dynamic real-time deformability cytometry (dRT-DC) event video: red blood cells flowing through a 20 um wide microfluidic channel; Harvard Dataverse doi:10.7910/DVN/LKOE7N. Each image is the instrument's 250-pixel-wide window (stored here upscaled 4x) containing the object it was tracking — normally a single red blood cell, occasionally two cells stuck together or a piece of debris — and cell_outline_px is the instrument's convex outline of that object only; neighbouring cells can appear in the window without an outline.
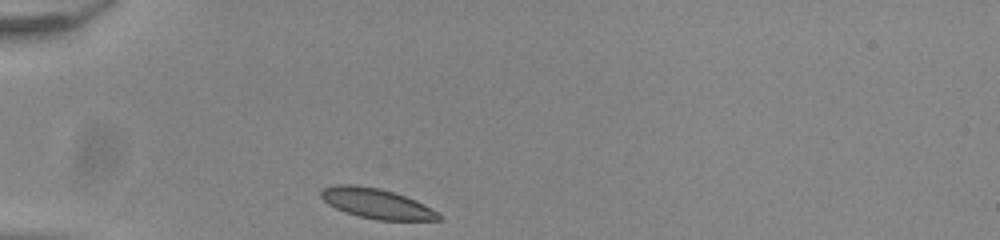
{"species": "common noctule bat (a hibernating species)", "species_latin": "Nyctalus noctula", "temperature_condition": "room temperature", "stored_images_in_passage": 30, "camera_frame_rate_fps": 3000, "um_per_image_px": 0.085, "animal": {"sex": "male", "body_mass_g": 20.0, "forearm_length_mm": 53.3}, "frame": {"image": 1, "passage_image": 1, "time_ms": 0.0, "image_size_px": [1000, 240], "cell_outline_px": [[440, 220], [376, 220], [344, 212], [328, 204], [320, 196], [320, 192], [324, 188], [336, 184], [356, 184], [380, 188], [416, 200], [436, 212], [440, 216]], "centroid_in_image_um": [31.95, 17.29], "position_along_channel_um": 53.0, "area_um2": 20.4}}
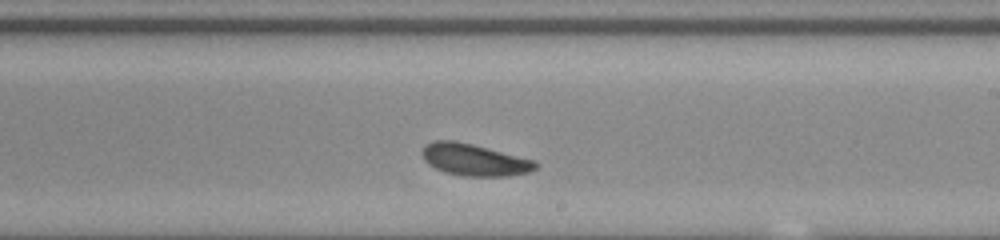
{"frame": {"image": 2, "passage_image": 18, "time_ms": 5.667, "image_size_px": [1000, 240], "cell_outline_px": [[536, 168], [528, 172], [508, 176], [464, 176], [444, 172], [428, 164], [424, 160], [420, 152], [424, 144], [436, 140], [452, 140], [472, 144], [536, 160]], "centroid_in_image_um": [40.27, 13.58], "position_along_channel_um": 248.7, "area_um2": 21.1}}
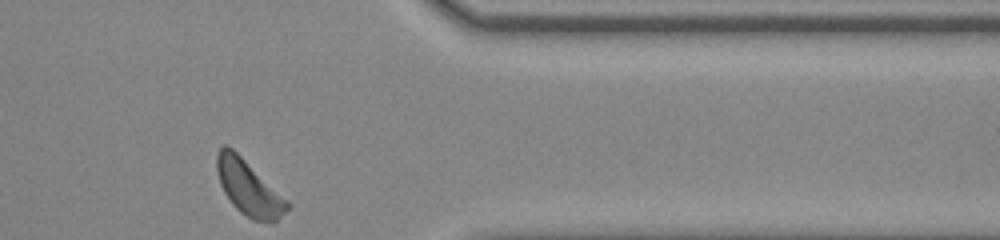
{"frame": {"image": 3, "passage_image": 30, "time_ms": 9.667, "image_size_px": [1000, 240], "cell_outline_px": [[292, 204], [272, 224], [252, 220], [240, 212], [232, 204], [224, 192], [220, 184], [216, 168], [216, 156], [220, 148], [224, 144], [228, 144], [288, 200]], "centroid_in_image_um": [21.14, 15.98], "position_along_channel_um": 390.3, "area_um2": 22.54}, "authors_computed_cell_mechanics": {"area_um2": 20.9236, "velocity_mm_per_s": 3.8285, "shape_relaxation_time_tau1_ms": 2.7657, "shape_relaxation_time_tau2_ms": 2.9097, "deformation_change_tau1": 0.0861, "deformation_change_tau2": 0.067}}